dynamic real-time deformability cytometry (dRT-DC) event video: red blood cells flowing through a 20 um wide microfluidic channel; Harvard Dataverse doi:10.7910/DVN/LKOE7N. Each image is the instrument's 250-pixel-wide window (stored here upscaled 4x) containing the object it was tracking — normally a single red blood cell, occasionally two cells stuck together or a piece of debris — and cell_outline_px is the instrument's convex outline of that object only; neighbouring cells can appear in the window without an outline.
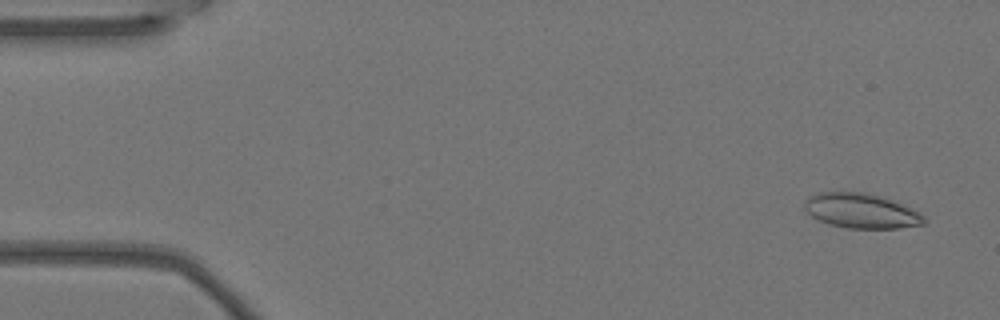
{"species": "Egyptian fruit bat (a non-hibernating species)", "species_latin": "Rousettus aegyptiacus", "temperature_condition": "warm", "stored_images_in_passage": 5, "camera_frame_rate_fps": 3000, "um_per_image_px": 0.085, "animal": {"sex": "female"}, "frame": {"image": 1, "passage_image": 1, "time_ms": 0.0, "image_size_px": [1000, 320], "cell_outline_px": [[924, 224], [900, 228], [848, 228], [828, 224], [812, 216], [804, 208], [804, 200], [808, 196], [816, 192], [864, 192], [880, 196], [892, 200], [920, 212], [924, 216]], "centroid_in_image_um": [73.18, 17.91], "position_along_channel_um": 11.8, "area_um2": 24.22}}